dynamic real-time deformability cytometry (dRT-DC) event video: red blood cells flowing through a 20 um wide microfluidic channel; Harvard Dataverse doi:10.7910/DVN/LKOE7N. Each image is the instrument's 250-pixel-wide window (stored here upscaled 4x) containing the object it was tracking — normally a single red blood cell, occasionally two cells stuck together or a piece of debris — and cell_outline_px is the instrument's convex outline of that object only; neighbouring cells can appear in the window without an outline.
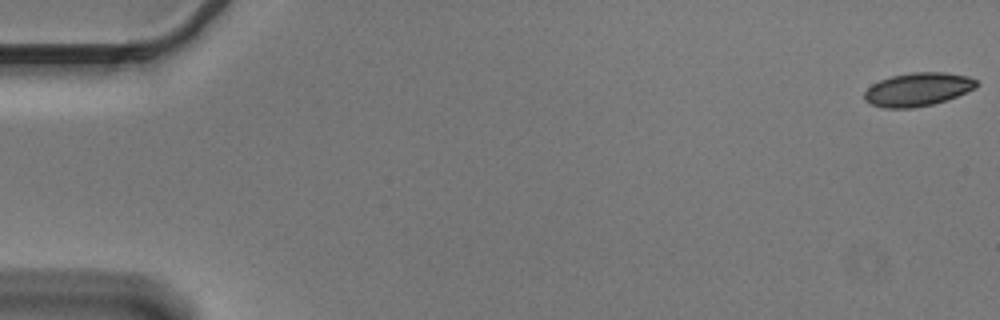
{"species": "Egyptian fruit bat (a non-hibernating species)", "species_latin": "Rousettus aegyptiacus", "temperature_condition": "cold", "stored_images_in_passage": 4, "camera_frame_rate_fps": 3000, "um_per_image_px": 0.085, "animal": {"sex": "male"}, "frame": {"image": 1, "passage_image": 1, "time_ms": 0.0, "image_size_px": [1000, 320], "cell_outline_px": [[980, 84], [976, 88], [948, 100], [932, 104], [912, 108], [884, 108], [872, 104], [864, 100], [864, 92], [872, 84], [880, 80], [892, 76], [912, 72], [944, 72], [968, 76], [976, 80]], "centroid_in_image_um": [78.04, 7.6], "position_along_channel_um": 7.0, "area_um2": 21.91}}